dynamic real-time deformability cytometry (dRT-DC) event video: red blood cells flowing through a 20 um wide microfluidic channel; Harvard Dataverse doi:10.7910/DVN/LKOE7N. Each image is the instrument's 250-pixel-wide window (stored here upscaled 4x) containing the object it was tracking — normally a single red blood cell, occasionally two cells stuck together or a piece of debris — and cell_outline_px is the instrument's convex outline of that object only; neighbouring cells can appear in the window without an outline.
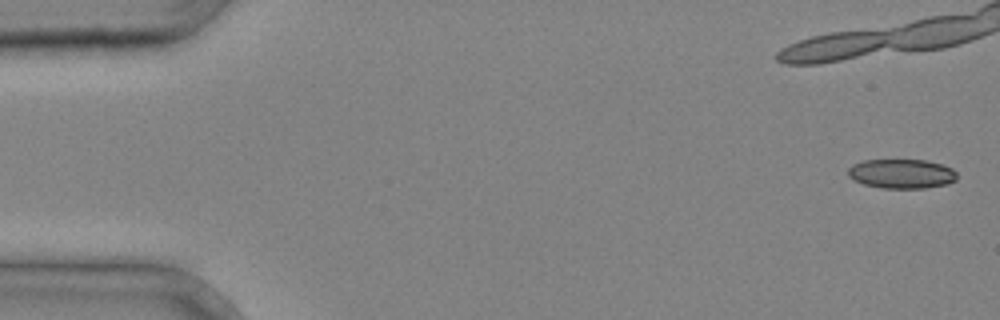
{"species": "common noctule bat (a hibernating species)", "species_latin": "Nyctalus noctula", "temperature_condition": "cold", "stored_images_in_passage": 5, "camera_frame_rate_fps": 3000, "um_per_image_px": 0.085, "animal": {"sex": "male", "body_mass_g": 20.4}, "frame": {"image": 1, "passage_image": 1, "time_ms": 0.0, "image_size_px": [1000, 320], "cell_outline_px": [[956, 180], [948, 184], [924, 188], [880, 188], [864, 184], [852, 180], [848, 176], [848, 168], [852, 164], [864, 160], [924, 160], [940, 164], [952, 168], [956, 172]], "centroid_in_image_um": [76.61, 14.77], "position_along_channel_um": 8.4, "area_um2": 18.73}}